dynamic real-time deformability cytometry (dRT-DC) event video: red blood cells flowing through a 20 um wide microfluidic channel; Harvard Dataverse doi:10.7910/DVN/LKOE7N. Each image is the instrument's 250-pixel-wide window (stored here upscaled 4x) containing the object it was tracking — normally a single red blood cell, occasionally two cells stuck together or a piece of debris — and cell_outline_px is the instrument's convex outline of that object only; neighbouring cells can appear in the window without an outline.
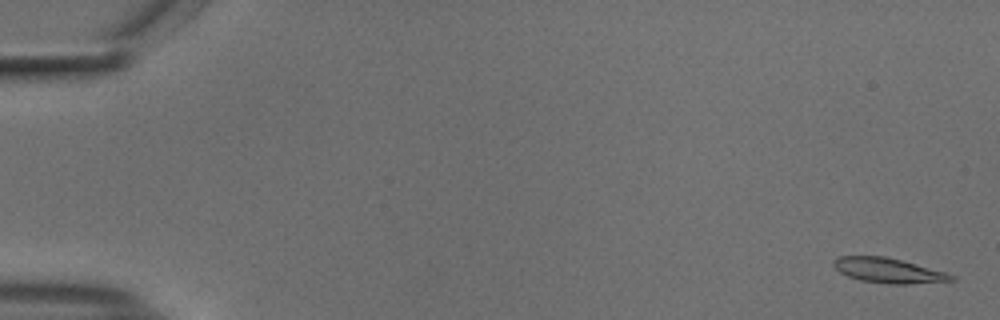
{"species": "common noctule bat (a hibernating species)", "species_latin": "Nyctalus noctula", "temperature_condition": "cold", "stored_images_in_passage": 17, "camera_frame_rate_fps": 3000, "um_per_image_px": 0.085, "animal": {"sex": "male", "body_mass_g": 18.8}, "frame": {"image": 1, "passage_image": 2, "time_ms": 0.333, "image_size_px": [1000, 320], "cell_outline_px": [[956, 280], [908, 284], [888, 284], [860, 280], [848, 276], [840, 272], [832, 264], [832, 260], [836, 256], [884, 256], [900, 260], [944, 272], [956, 276]], "centroid_in_image_um": [75.46, 22.99], "position_along_channel_um": 9.5, "area_um2": 16.94}}